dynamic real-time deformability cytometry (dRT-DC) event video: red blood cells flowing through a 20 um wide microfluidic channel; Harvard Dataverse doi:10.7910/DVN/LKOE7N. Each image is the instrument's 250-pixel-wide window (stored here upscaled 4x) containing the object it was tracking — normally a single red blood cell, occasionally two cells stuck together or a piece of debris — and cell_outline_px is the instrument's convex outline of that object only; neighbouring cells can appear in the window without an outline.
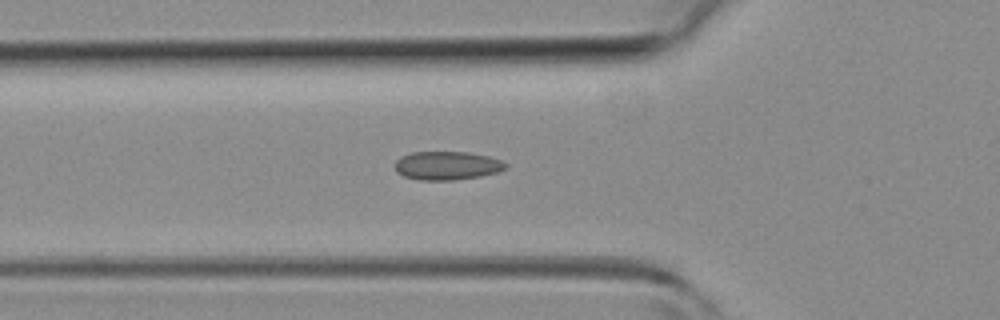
{"species": "common noctule bat (a hibernating species)", "species_latin": "Nyctalus noctula", "temperature_condition": "room temperature", "stored_images_in_passage": 43, "camera_frame_rate_fps": 3000, "um_per_image_px": 0.085, "animal": {"sex": "female", "body_mass_g": 19.3, "forearm_length_mm": 54.1}, "frame": {"image": 1, "passage_image": 14, "time_ms": 4.333, "image_size_px": [1000, 320], "cell_outline_px": [[508, 168], [496, 172], [480, 176], [452, 180], [420, 180], [404, 176], [396, 172], [396, 160], [400, 156], [412, 152], [464, 152], [488, 156], [504, 160], [508, 164]], "centroid_in_image_um": [38.02, 14.07], "position_along_channel_um": 87.8, "area_um2": 18.44}}
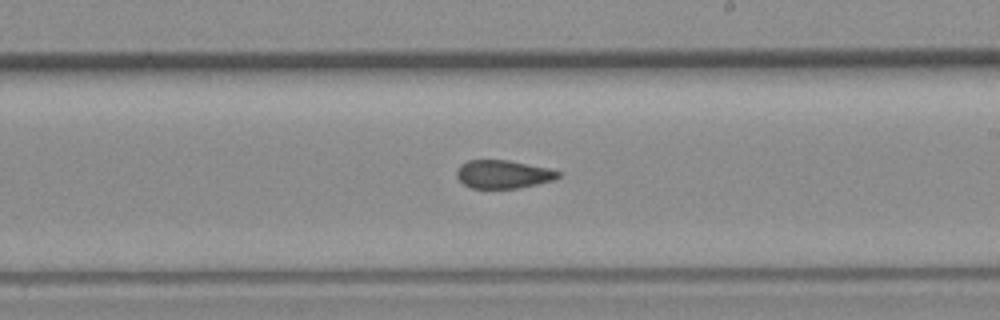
{"frame": {"image": 2, "passage_image": 24, "time_ms": 7.667, "image_size_px": [1000, 320], "cell_outline_px": [[564, 172], [556, 180], [520, 188], [472, 188], [464, 184], [456, 176], [456, 172], [460, 164], [468, 160], [508, 160], [548, 168]], "centroid_in_image_um": [42.81, 14.81], "position_along_channel_um": 246.2, "area_um2": 16.88}}
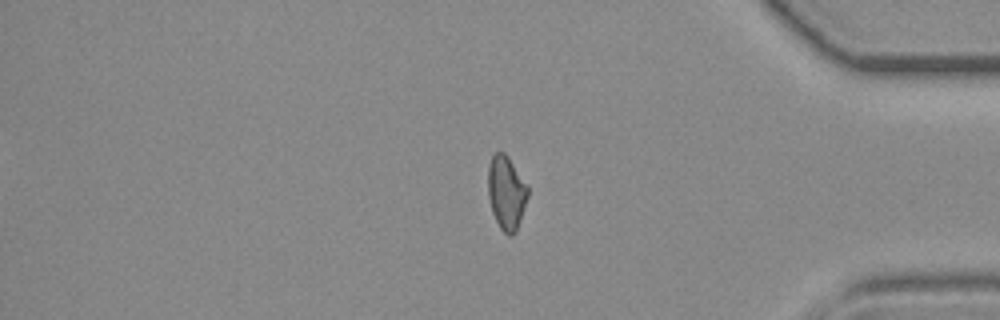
{"frame": {"image": 3, "passage_image": 35, "time_ms": 11.333, "image_size_px": [1000, 320], "cell_outline_px": [[528, 196], [516, 232], [512, 236], [508, 236], [500, 228], [492, 212], [488, 196], [488, 164], [492, 156], [496, 152], [504, 152], [508, 156], [528, 188]], "centroid_in_image_um": [43.02, 16.39], "position_along_channel_um": 392.2, "area_um2": 16.99}}